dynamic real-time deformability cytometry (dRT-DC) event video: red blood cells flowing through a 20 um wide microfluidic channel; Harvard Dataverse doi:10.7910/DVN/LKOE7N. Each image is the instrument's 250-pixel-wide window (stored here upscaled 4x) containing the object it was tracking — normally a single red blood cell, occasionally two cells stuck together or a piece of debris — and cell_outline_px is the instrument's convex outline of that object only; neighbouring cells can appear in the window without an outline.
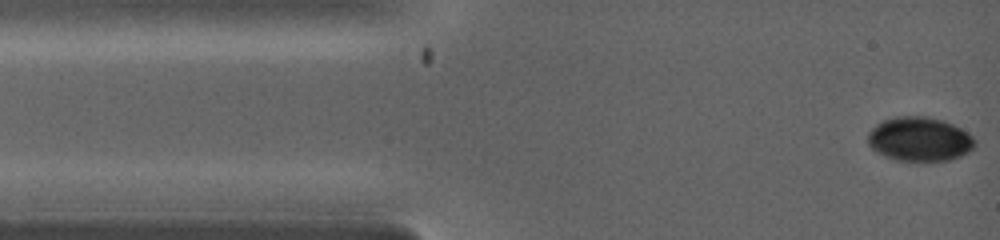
{"species": "common noctule bat (a hibernating species)", "species_latin": "Nyctalus noctula", "temperature_condition": "warm", "stored_images_in_passage": 4, "camera_frame_rate_fps": 5000, "um_per_image_px": 0.085, "animal": {"sex": "female", "body_mass_g": 19.0, "forearm_length_mm": 53.3}, "frame": {"image": 1, "passage_image": 1, "time_ms": 0.0, "image_size_px": [1000, 240], "cell_outline_px": [[976, 144], [968, 152], [960, 156], [948, 160], [928, 164], [896, 160], [884, 156], [876, 152], [868, 144], [868, 132], [876, 124], [884, 120], [896, 116], [928, 116], [944, 120], [968, 132], [976, 140]], "centroid_in_image_um": [78.17, 11.86], "position_along_channel_um": 6.8, "area_um2": 28.32}}
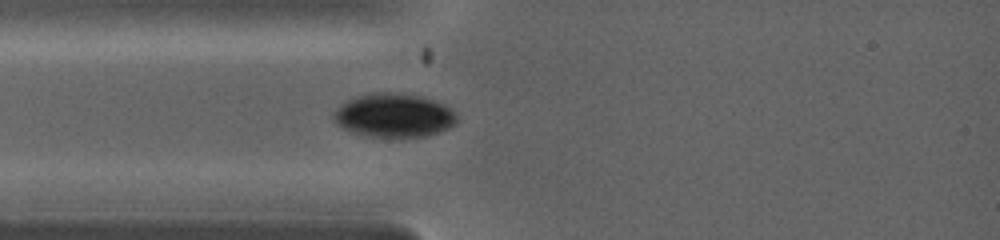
{"frame": {"image": 2, "passage_image": 4, "time_ms": 2.0, "image_size_px": [1000, 240], "cell_outline_px": [[456, 124], [448, 128], [424, 136], [368, 136], [352, 132], [336, 124], [332, 116], [332, 112], [336, 108], [348, 100], [372, 92], [388, 92], [420, 96], [444, 104], [456, 116]], "centroid_in_image_um": [33.43, 9.8], "position_along_channel_um": 51.6, "area_um2": 30.87}}